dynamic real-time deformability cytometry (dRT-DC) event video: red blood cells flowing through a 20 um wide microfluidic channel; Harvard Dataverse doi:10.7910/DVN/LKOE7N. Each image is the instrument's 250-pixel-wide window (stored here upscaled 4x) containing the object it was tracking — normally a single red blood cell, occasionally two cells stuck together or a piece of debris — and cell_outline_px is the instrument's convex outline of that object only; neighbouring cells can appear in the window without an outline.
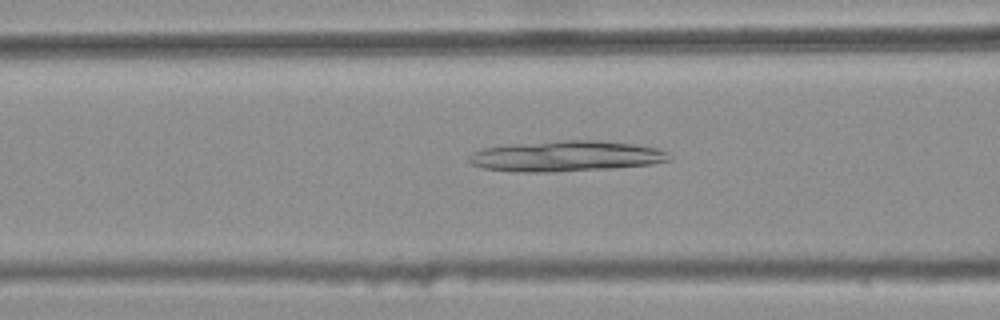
{"species": "common noctule bat (a hibernating species)", "species_latin": "Nyctalus noctula", "temperature_condition": "warm", "stored_images_in_passage": 46, "camera_frame_rate_fps": 3000, "um_per_image_px": 0.085, "animal": {"sex": "female", "body_mass_g": 25.1}, "frame": {"image": 1, "passage_image": 20, "time_ms": 6.333, "image_size_px": [1000, 320], "cell_outline_px": [[672, 160], [652, 164], [612, 168], [552, 172], [516, 172], [484, 168], [472, 164], [468, 160], [468, 156], [472, 152], [484, 148], [508, 144], [564, 140], [596, 140], [632, 144], [660, 148], [668, 152]], "centroid_in_image_um": [48.12, 13.27], "position_along_channel_um": 118.5, "area_um2": 35.95}}
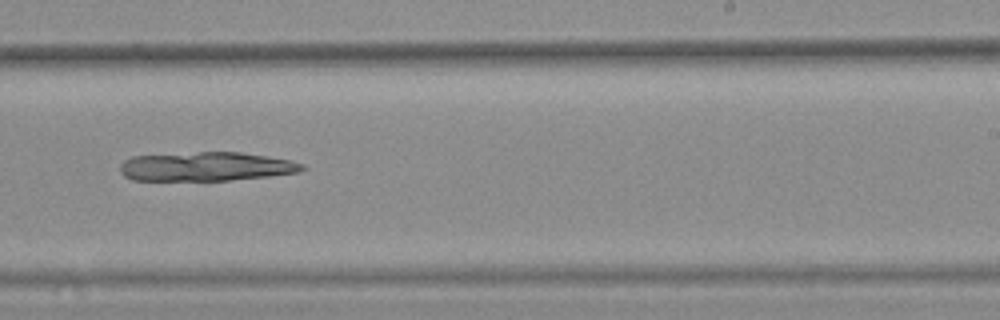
{"frame": {"image": 2, "passage_image": 32, "time_ms": 10.333, "image_size_px": [1000, 320], "cell_outline_px": [[304, 168], [300, 172], [268, 176], [228, 180], [132, 180], [124, 176], [120, 172], [120, 164], [124, 160], [132, 156], [200, 152], [240, 152], [268, 156], [292, 160], [304, 164]], "centroid_in_image_um": [17.52, 14.15], "position_along_channel_um": 271.5, "area_um2": 30.75}}
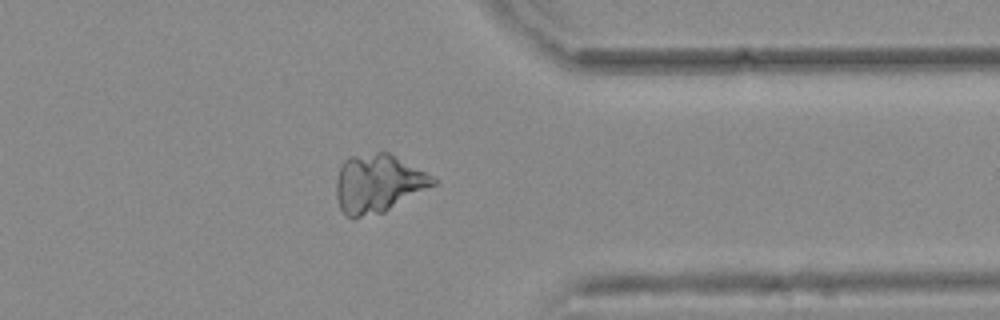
{"frame": {"image": 3, "passage_image": 41, "time_ms": 13.333, "image_size_px": [1000, 320], "cell_outline_px": [[436, 184], [384, 212], [360, 216], [344, 216], [340, 208], [336, 196], [336, 180], [340, 164], [348, 156], [376, 152], [388, 152], [432, 176], [436, 180]], "centroid_in_image_um": [32.09, 15.58], "position_along_channel_um": 379.3, "area_um2": 32.6}}